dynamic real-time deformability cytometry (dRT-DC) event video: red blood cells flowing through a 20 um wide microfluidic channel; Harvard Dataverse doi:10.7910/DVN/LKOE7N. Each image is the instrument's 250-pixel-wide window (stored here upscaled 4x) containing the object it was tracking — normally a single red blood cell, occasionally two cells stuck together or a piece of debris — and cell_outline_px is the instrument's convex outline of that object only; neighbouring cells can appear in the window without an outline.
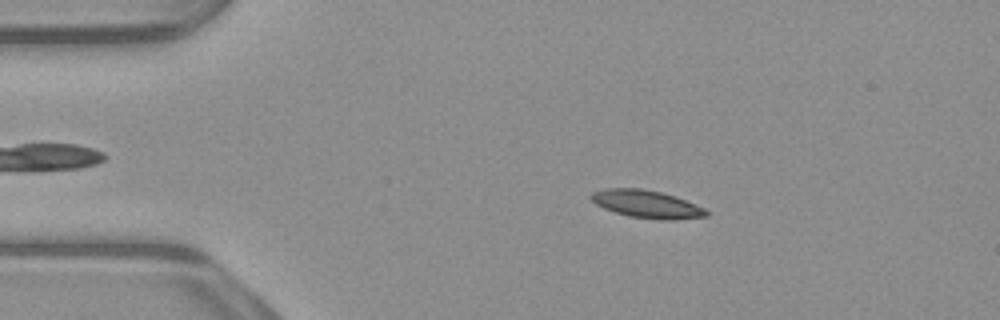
{"species": "common noctule bat (a hibernating species)", "species_latin": "Nyctalus noctula", "temperature_condition": "warm", "stored_images_in_passage": 52, "camera_frame_rate_fps": 3000, "um_per_image_px": 0.085, "animal": {"sex": "male", "body_mass_g": 23.1, "forearm_length_mm": 52.7}, "frame": {"image": 1, "passage_image": 9, "time_ms": 2.667, "image_size_px": [1000, 320], "cell_outline_px": [[708, 216], [672, 220], [660, 220], [628, 216], [604, 208], [596, 204], [588, 196], [592, 192], [604, 188], [640, 188], [660, 192], [676, 196], [696, 204], [704, 208], [708, 212]], "centroid_in_image_um": [54.96, 17.34], "position_along_channel_um": 30.0, "area_um2": 18.67}}
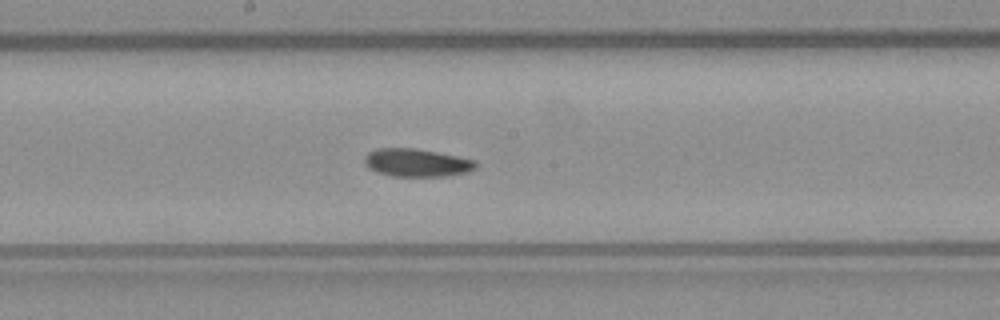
{"frame": {"image": 2, "passage_image": 27, "time_ms": 8.667, "image_size_px": [1000, 320], "cell_outline_px": [[480, 164], [476, 168], [468, 172], [444, 176], [392, 176], [368, 168], [364, 164], [364, 156], [368, 152], [376, 148], [416, 148], [476, 160]], "centroid_in_image_um": [35.43, 13.82], "position_along_channel_um": 212.8, "area_um2": 18.21}}
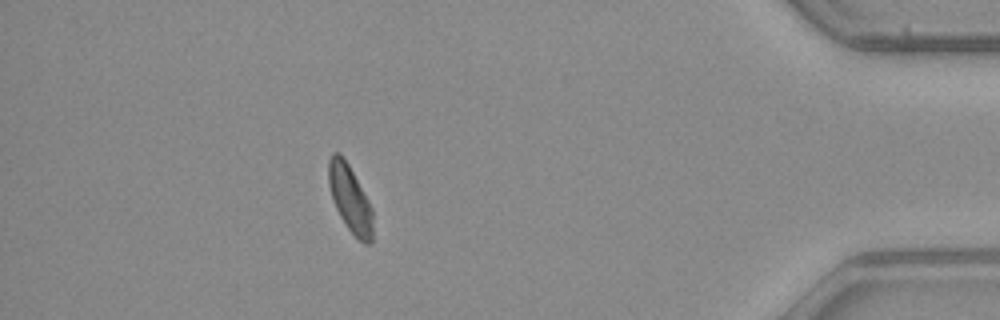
{"frame": {"image": 3, "passage_image": 46, "time_ms": 15.0, "image_size_px": [1000, 320], "cell_outline_px": [[372, 244], [364, 244], [348, 228], [340, 216], [332, 200], [328, 184], [328, 160], [332, 152], [340, 152], [348, 164], [368, 200], [372, 208]], "centroid_in_image_um": [29.73, 16.86], "position_along_channel_um": 405.5, "area_um2": 17.17}, "authors_computed_cell_mechanics": {"area_um2": 17.9758, "velocity_mm_per_s": 3.8999, "shape_relaxation_time_tau1_ms": 7.5772, "shape_relaxation_time_tau2_ms": null, "deformation_change_tau1": 0.1655, "deformation_change_tau2": null}}